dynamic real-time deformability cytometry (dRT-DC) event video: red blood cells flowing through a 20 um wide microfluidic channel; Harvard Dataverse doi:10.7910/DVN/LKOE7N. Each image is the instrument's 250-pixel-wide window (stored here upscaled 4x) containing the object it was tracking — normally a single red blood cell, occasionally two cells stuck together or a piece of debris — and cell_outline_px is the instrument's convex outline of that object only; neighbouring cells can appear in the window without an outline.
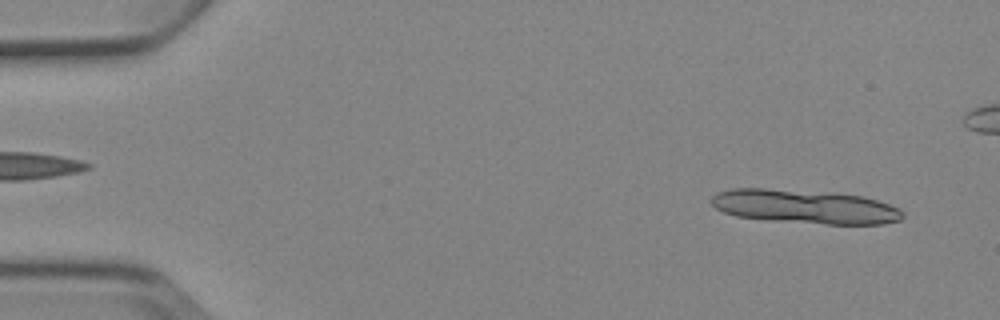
{"species": "Egyptian fruit bat (a non-hibernating species)", "species_latin": "Rousettus aegyptiacus", "temperature_condition": "cold", "stored_images_in_passage": 5, "segment_of_instrument_passage": [2, 2], "camera_frame_rate_fps": 3000, "um_per_image_px": 0.085, "animal": {"sex": "female"}, "frame": {"image": 1, "passage_image": 5, "time_ms": 5.667, "image_size_px": [1000, 320], "cell_outline_px": [[904, 216], [900, 220], [884, 224], [824, 224], [772, 220], [736, 216], [724, 212], [716, 208], [712, 204], [712, 196], [716, 192], [732, 188], [764, 188], [832, 192], [864, 196], [900, 208], [904, 212]], "centroid_in_image_um": [68.44, 17.55], "position_along_channel_um": 16.6, "area_um2": 37.97}}